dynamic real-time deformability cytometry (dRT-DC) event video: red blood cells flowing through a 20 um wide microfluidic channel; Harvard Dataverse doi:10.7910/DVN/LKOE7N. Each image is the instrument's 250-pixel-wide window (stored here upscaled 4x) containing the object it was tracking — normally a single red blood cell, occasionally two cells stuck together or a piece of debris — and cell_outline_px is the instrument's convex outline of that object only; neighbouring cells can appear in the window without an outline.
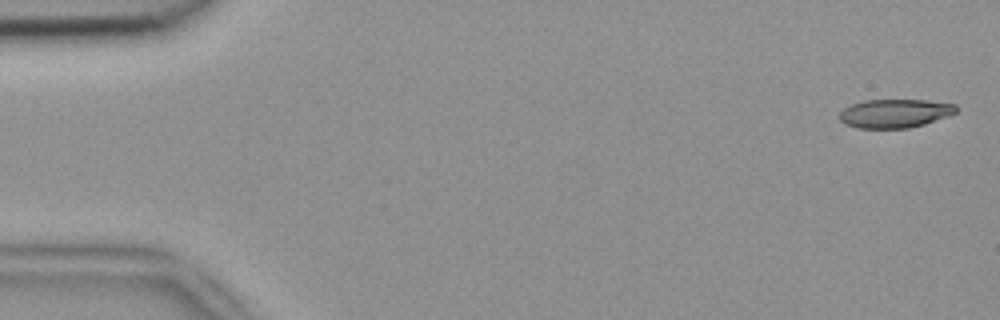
{"species": "common noctule bat (a hibernating species)", "species_latin": "Nyctalus noctula", "temperature_condition": "room temperature", "stored_images_in_passage": 4, "camera_frame_rate_fps": 3000, "um_per_image_px": 0.085, "animal": {"sex": "female", "body_mass_g": 18.4}, "frame": {"image": 1, "passage_image": 1, "time_ms": 0.0, "image_size_px": [1000, 320], "cell_outline_px": [[960, 108], [956, 112], [948, 116], [924, 124], [908, 128], [856, 128], [844, 124], [840, 120], [840, 112], [844, 108], [852, 104], [864, 100], [924, 100], [956, 104]], "centroid_in_image_um": [76.07, 9.64], "position_along_channel_um": 8.9, "area_um2": 19.54}}